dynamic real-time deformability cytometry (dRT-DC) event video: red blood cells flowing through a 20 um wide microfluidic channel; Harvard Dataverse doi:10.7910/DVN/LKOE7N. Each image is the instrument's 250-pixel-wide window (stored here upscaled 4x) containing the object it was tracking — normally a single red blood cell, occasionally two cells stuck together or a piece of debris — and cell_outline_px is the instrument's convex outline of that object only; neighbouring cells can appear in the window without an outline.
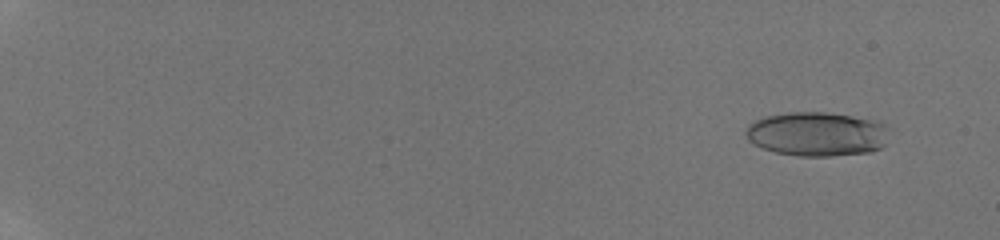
{"species": "human", "species_latin": "Homo sapiens", "temperature_condition": "room temperature", "stored_images_in_passage": 58, "camera_frame_rate_fps": 3000, "um_per_image_px": 0.085, "donor": {"sex": "male"}, "frame": {"image": 1, "passage_image": 6, "time_ms": 1.667, "image_size_px": [1000, 240], "cell_outline_px": [[884, 144], [880, 148], [872, 152], [832, 156], [796, 156], [776, 152], [764, 148], [748, 140], [744, 132], [744, 128], [748, 124], [764, 116], [788, 112], [828, 112], [880, 120], [884, 128]], "centroid_in_image_um": [69.39, 11.38], "position_along_channel_um": 15.6, "area_um2": 36.99}}
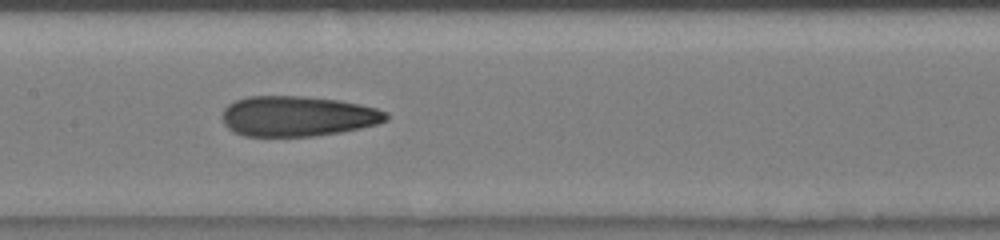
{"frame": {"image": 2, "passage_image": 34, "time_ms": 11.0, "image_size_px": [1000, 240], "cell_outline_px": [[388, 120], [376, 124], [360, 128], [340, 132], [312, 136], [244, 136], [232, 132], [224, 124], [220, 116], [224, 108], [228, 104], [236, 100], [248, 96], [300, 96], [336, 100], [360, 104], [376, 108], [388, 112]], "centroid_in_image_um": [25.25, 9.88], "position_along_channel_um": 182.1, "area_um2": 38.61}}
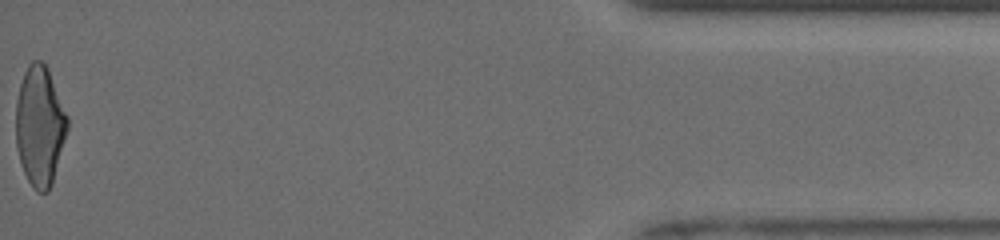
{"frame": {"image": 3, "passage_image": 58, "time_ms": 19.0, "image_size_px": [1000, 240], "cell_outline_px": [[68, 128], [52, 184], [48, 192], [36, 192], [28, 180], [24, 172], [16, 148], [16, 100], [20, 84], [24, 72], [28, 64], [32, 60], [40, 60], [48, 68], [68, 116]], "centroid_in_image_um": [3.38, 10.7], "position_along_channel_um": 431.8, "area_um2": 36.07}, "authors_computed_cell_mechanics": {"area_um2": 36.992, "velocity_mm_per_s": 3.9675, "shape_relaxation_time_tau1_ms": null, "shape_relaxation_time_tau2_ms": 1.8382, "deformation_change_tau1": null, "deformation_change_tau2": 0.1053}}